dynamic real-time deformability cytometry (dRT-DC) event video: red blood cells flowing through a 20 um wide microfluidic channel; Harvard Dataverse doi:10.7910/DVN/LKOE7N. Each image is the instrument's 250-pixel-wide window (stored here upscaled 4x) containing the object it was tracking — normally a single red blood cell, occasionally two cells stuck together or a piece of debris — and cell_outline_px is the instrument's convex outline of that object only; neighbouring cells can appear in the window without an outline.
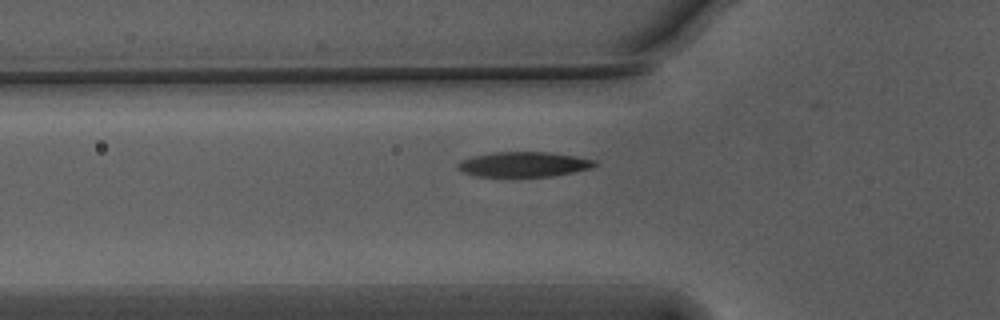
{"species": "Egyptian fruit bat (a non-hibernating species)", "species_latin": "Rousettus aegyptiacus", "temperature_condition": "warm", "stored_images_in_passage": 36, "camera_frame_rate_fps": 3000, "um_per_image_px": 0.085, "animal": {"sex": "male"}, "frame": {"image": 1, "passage_image": 6, "time_ms": 1.667, "image_size_px": [1000, 320], "cell_outline_px": [[600, 164], [592, 168], [552, 176], [504, 180], [476, 176], [464, 172], [456, 168], [456, 164], [460, 160], [472, 156], [492, 152], [548, 152], [576, 156], [596, 160]], "centroid_in_image_um": [44.47, 14.01], "position_along_channel_um": 81.3, "area_um2": 21.15}}
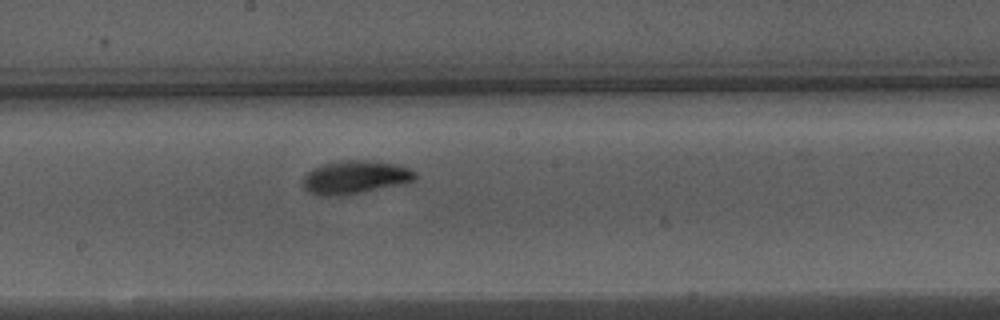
{"frame": {"image": 2, "passage_image": 17, "time_ms": 5.333, "image_size_px": [1000, 320], "cell_outline_px": [[420, 176], [416, 180], [360, 192], [340, 196], [320, 196], [308, 192], [304, 188], [300, 180], [312, 168], [320, 164], [340, 160], [368, 160], [396, 164], [408, 168], [416, 172]], "centroid_in_image_um": [30.13, 15.05], "position_along_channel_um": 218.1, "area_um2": 21.91}}
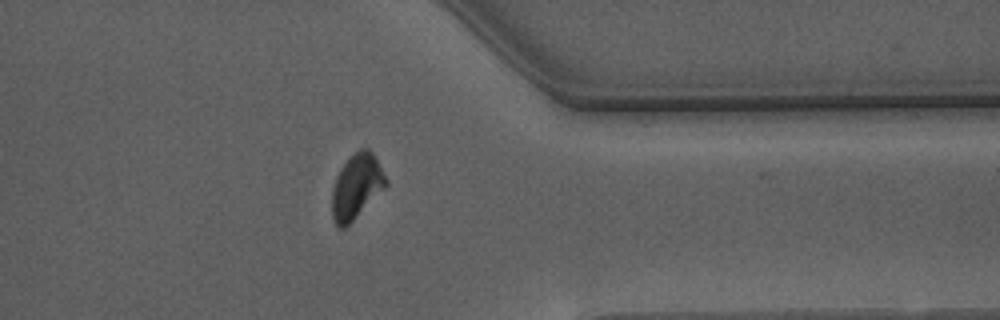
{"frame": {"image": 3, "passage_image": 31, "time_ms": 10.0, "image_size_px": [1000, 320], "cell_outline_px": [[388, 184], [344, 228], [340, 228], [332, 220], [332, 188], [336, 176], [340, 168], [360, 148], [368, 148], [376, 156], [388, 180]], "centroid_in_image_um": [30.3, 15.82], "position_along_channel_um": 381.1, "area_um2": 20.06}, "authors_computed_cell_mechanics": {"area_um2": 21.0681, "velocity_mm_per_s": 3.722, "shape_relaxation_time_tau1_ms": 2.4629, "shape_relaxation_time_tau2_ms": 1.2792, "deformation_change_tau1": 0.1352, "deformation_change_tau2": 0.0548}}